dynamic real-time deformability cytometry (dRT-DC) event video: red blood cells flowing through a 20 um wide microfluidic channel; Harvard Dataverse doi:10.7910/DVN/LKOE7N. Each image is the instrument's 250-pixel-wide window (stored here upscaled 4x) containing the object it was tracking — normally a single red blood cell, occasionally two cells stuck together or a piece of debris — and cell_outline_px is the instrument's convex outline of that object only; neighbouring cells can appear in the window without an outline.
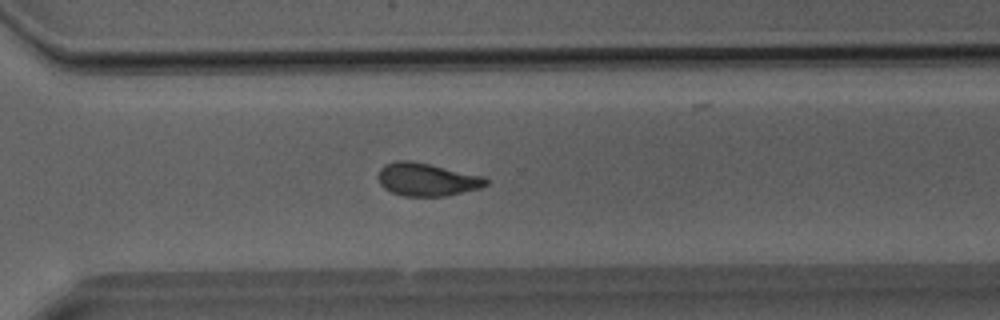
{"species": "Egyptian fruit bat (a non-hibernating species)", "species_latin": "Rousettus aegyptiacus", "temperature_condition": "room temperature", "stored_images_in_passage": 39, "camera_frame_rate_fps": 3000, "um_per_image_px": 0.085, "animal": {"sex": "male"}, "frame": {"image": 1, "passage_image": 28, "time_ms": 9.0, "image_size_px": [1000, 320], "cell_outline_px": [[488, 184], [480, 188], [448, 196], [404, 196], [392, 192], [384, 188], [380, 184], [376, 176], [380, 168], [384, 164], [396, 160], [412, 160], [484, 176], [488, 180]], "centroid_in_image_um": [36.26, 15.25], "position_along_channel_um": 334.3, "area_um2": 20.98}}
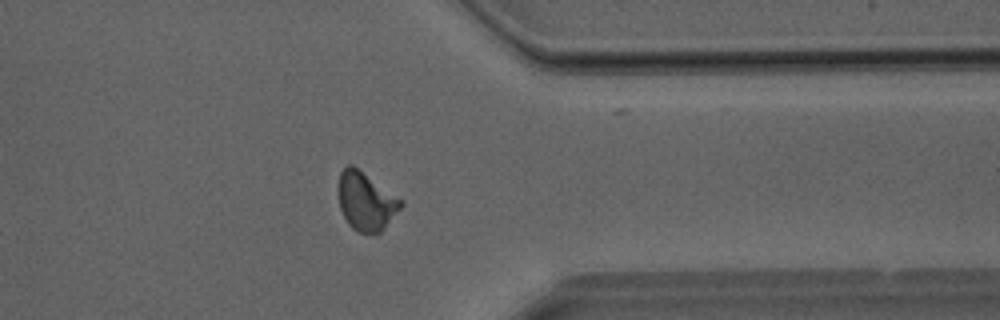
{"frame": {"image": 2, "passage_image": 31, "time_ms": 10.0, "image_size_px": [1000, 320], "cell_outline_px": [[404, 204], [384, 228], [380, 232], [356, 232], [348, 224], [340, 208], [336, 188], [340, 172], [348, 164], [352, 164], [404, 200]], "centroid_in_image_um": [31.08, 17.08], "position_along_channel_um": 380.3, "area_um2": 21.44}}
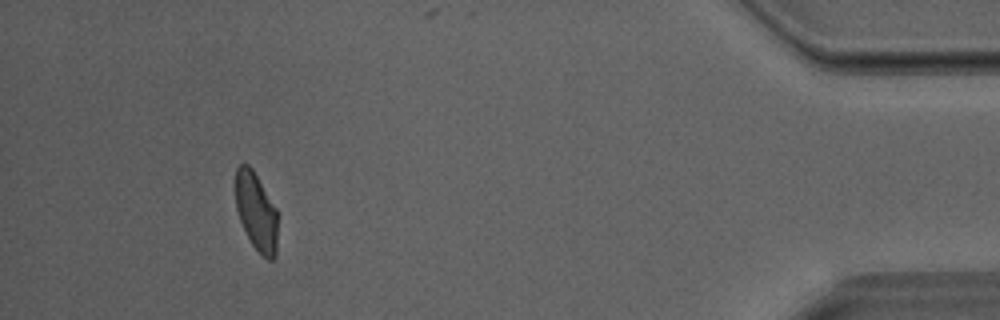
{"frame": {"image": 3, "passage_image": 36, "time_ms": 11.667, "image_size_px": [1000, 320], "cell_outline_px": [[276, 256], [272, 260], [268, 260], [252, 244], [240, 220], [236, 208], [236, 168], [240, 164], [248, 164], [252, 168], [276, 208]], "centroid_in_image_um": [21.77, 17.97], "position_along_channel_um": 413.4, "area_um2": 18.73}}